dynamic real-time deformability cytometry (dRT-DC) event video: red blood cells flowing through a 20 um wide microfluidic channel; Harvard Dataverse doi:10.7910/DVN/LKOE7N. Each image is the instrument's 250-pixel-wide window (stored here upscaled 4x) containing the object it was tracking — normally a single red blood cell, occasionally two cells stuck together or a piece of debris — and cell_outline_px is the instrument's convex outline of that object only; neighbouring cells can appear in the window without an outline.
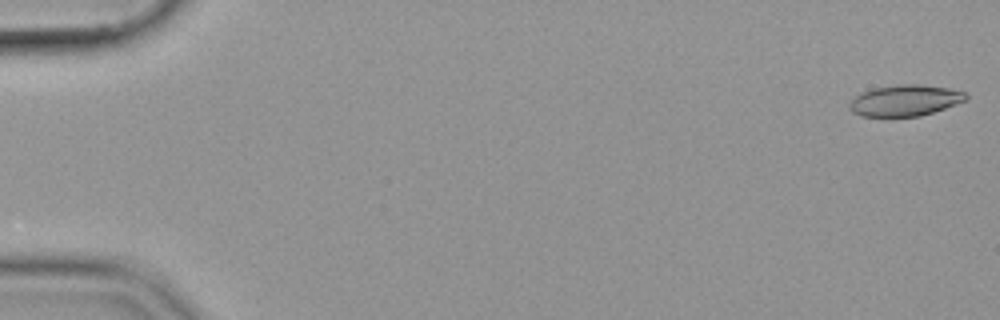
{"species": "common noctule bat (a hibernating species)", "species_latin": "Nyctalus noctula", "temperature_condition": "cold", "stored_images_in_passage": 55, "camera_frame_rate_fps": 3000, "um_per_image_px": 0.085, "animal": {"sex": "female", "body_mass_g": 19.9}, "frame": {"image": 1, "passage_image": 1, "time_ms": 0.0, "image_size_px": [1000, 320], "cell_outline_px": [[968, 100], [920, 116], [860, 116], [852, 112], [848, 108], [848, 104], [860, 92], [876, 88], [900, 84], [916, 84], [948, 88], [964, 92], [968, 96]], "centroid_in_image_um": [76.91, 8.54], "position_along_channel_um": 8.1, "area_um2": 20.98}}
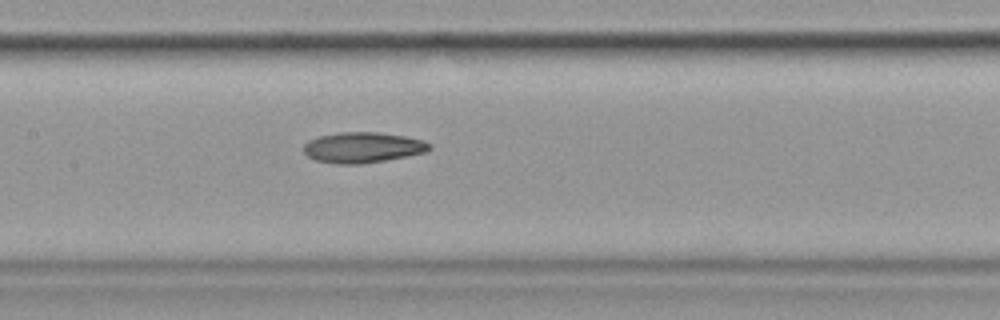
{"frame": {"image": 2, "passage_image": 27, "time_ms": 8.667, "image_size_px": [1000, 320], "cell_outline_px": [[432, 148], [428, 152], [408, 156], [360, 164], [336, 164], [316, 160], [308, 156], [304, 152], [304, 144], [308, 140], [320, 136], [340, 132], [376, 132], [404, 136], [420, 140], [428, 144]], "centroid_in_image_um": [30.81, 12.54], "position_along_channel_um": 176.6, "area_um2": 22.25}}
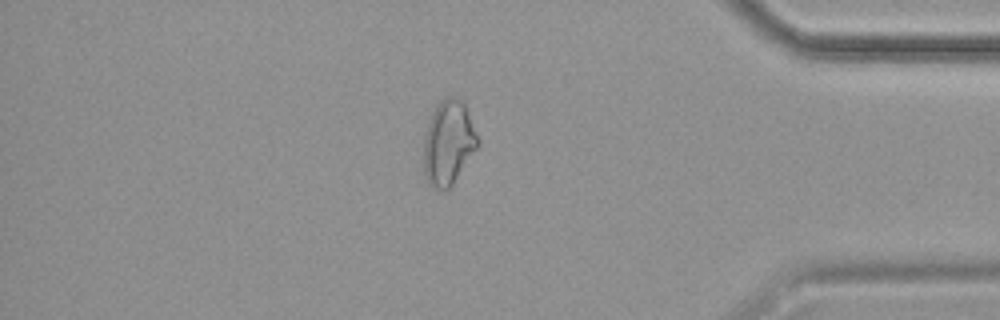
{"frame": {"image": 3, "passage_image": 47, "time_ms": 15.333, "image_size_px": [1000, 320], "cell_outline_px": [[480, 144], [452, 184], [444, 192], [428, 184], [424, 172], [424, 132], [428, 120], [436, 104], [444, 96], [456, 96], [464, 100], [480, 140]], "centroid_in_image_um": [38.12, 12.07], "position_along_channel_um": 397.1, "area_um2": 27.17}}